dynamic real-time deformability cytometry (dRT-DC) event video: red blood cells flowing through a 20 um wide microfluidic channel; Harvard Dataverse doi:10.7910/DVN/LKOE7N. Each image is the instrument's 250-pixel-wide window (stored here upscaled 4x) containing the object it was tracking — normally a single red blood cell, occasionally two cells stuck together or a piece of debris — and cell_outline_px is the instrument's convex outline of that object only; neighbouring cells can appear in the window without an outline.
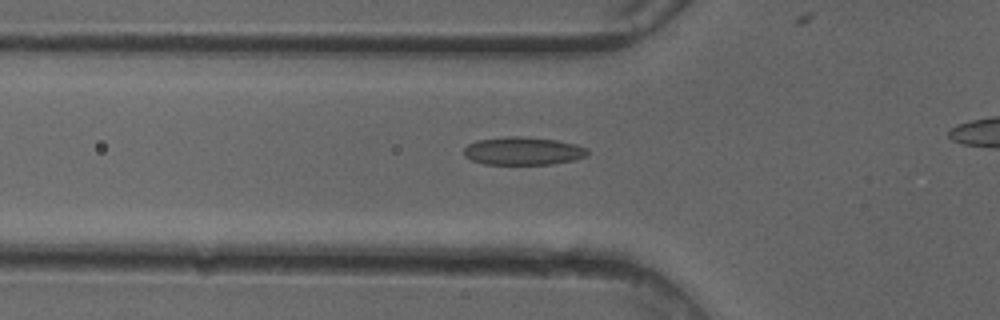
{"species": "common noctule bat (a hibernating species)", "species_latin": "Nyctalus noctula", "temperature_condition": "cold", "stored_images_in_passage": 36, "camera_frame_rate_fps": 3000, "um_per_image_px": 0.085, "animal": {"sex": "female"}, "frame": {"image": 1, "passage_image": 7, "time_ms": 2.0, "image_size_px": [1000, 320], "cell_outline_px": [[588, 156], [572, 160], [552, 164], [484, 164], [472, 160], [464, 156], [464, 148], [468, 144], [476, 140], [504, 136], [528, 136], [556, 140], [576, 144], [588, 148]], "centroid_in_image_um": [44.46, 12.82], "position_along_channel_um": 81.3, "area_um2": 20.4}}
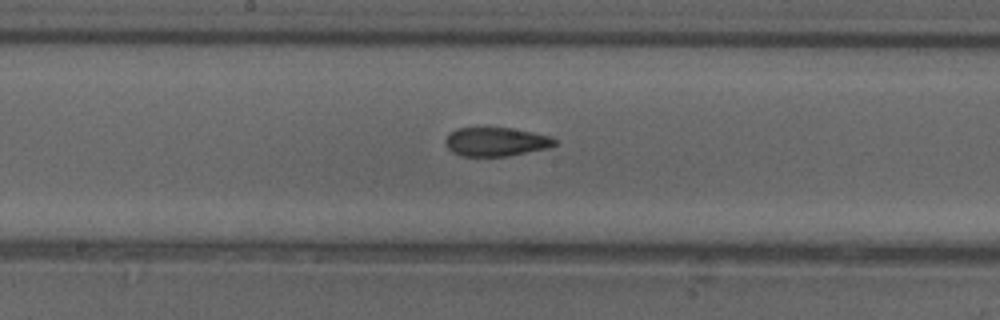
{"frame": {"image": 2, "passage_image": 16, "time_ms": 5.0, "image_size_px": [1000, 320], "cell_outline_px": [[556, 144], [548, 148], [508, 156], [460, 156], [452, 152], [444, 144], [444, 140], [456, 128], [512, 128], [552, 136], [556, 140]], "centroid_in_image_um": [42.16, 12.05], "position_along_channel_um": 206.0, "area_um2": 18.38}}
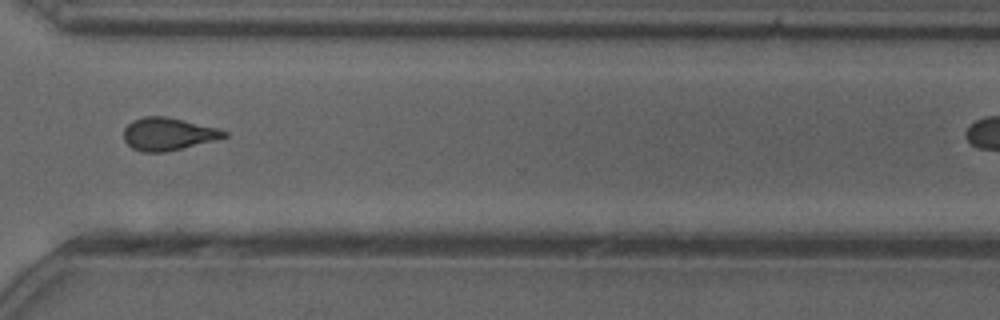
{"frame": {"image": 3, "passage_image": 27, "time_ms": 8.667, "image_size_px": [1000, 320], "cell_outline_px": [[228, 136], [216, 140], [164, 152], [144, 152], [132, 148], [124, 140], [124, 128], [132, 120], [144, 116], [168, 116], [220, 128], [228, 132]], "centroid_in_image_um": [14.31, 11.37], "position_along_channel_um": 356.3, "area_um2": 19.25}, "authors_computed_cell_mechanics": {"area_um2": 19.0162, "velocity_mm_per_s": 4.1042, "shape_relaxation_time_tau1_ms": null, "shape_relaxation_time_tau2_ms": 2.6736, "deformation_change_tau1": null, "deformation_change_tau2": 0.0897}}